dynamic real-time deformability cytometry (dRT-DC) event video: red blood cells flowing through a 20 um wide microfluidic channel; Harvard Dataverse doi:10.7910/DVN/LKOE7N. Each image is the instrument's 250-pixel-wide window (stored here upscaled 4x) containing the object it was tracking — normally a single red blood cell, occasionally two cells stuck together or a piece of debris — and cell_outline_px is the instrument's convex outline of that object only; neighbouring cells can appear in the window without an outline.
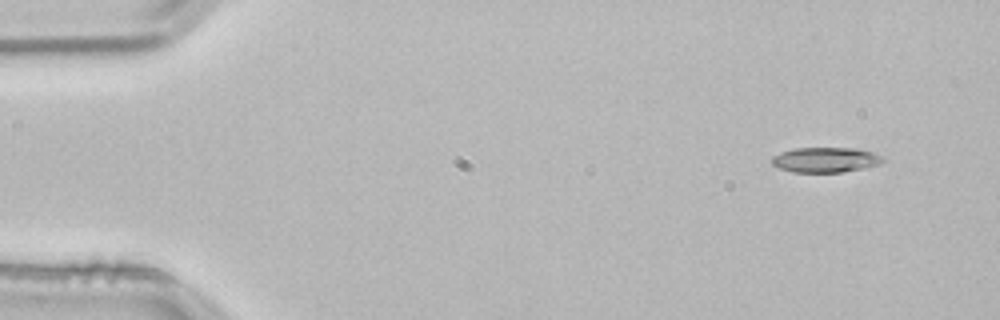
{"species": "common noctule bat (a hibernating species)", "species_latin": "Nyctalus noctula", "temperature_condition": "room temperature", "stored_images_in_passage": 4, "camera_frame_rate_fps": 3000, "um_per_image_px": 0.085, "animal": {"sex": "male", "body_mass_g": 21.5, "forearm_length_mm": 52.0}, "frame": {"image": 1, "passage_image": 1, "time_ms": 0.0, "image_size_px": [1000, 320], "cell_outline_px": [[884, 160], [880, 164], [864, 168], [844, 172], [792, 172], [780, 168], [772, 164], [772, 156], [780, 152], [792, 148], [856, 148], [872, 152], [884, 156]], "centroid_in_image_um": [70.18, 13.58], "position_along_channel_um": 14.8, "area_um2": 16.36}}
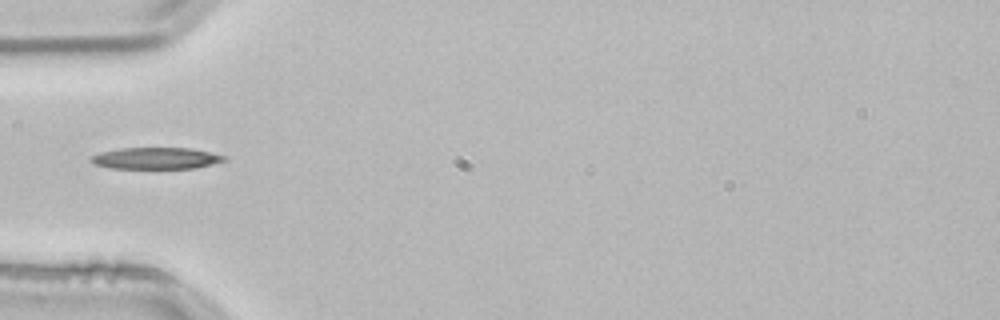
{"frame": {"image": 2, "passage_image": 4, "time_ms": 1.0, "image_size_px": [1000, 320], "cell_outline_px": [[228, 160], [196, 168], [108, 168], [96, 164], [88, 160], [88, 156], [100, 152], [120, 148], [192, 148], [228, 156]], "centroid_in_image_um": [13.26, 13.45], "position_along_channel_um": 71.7, "area_um2": 16.94}}